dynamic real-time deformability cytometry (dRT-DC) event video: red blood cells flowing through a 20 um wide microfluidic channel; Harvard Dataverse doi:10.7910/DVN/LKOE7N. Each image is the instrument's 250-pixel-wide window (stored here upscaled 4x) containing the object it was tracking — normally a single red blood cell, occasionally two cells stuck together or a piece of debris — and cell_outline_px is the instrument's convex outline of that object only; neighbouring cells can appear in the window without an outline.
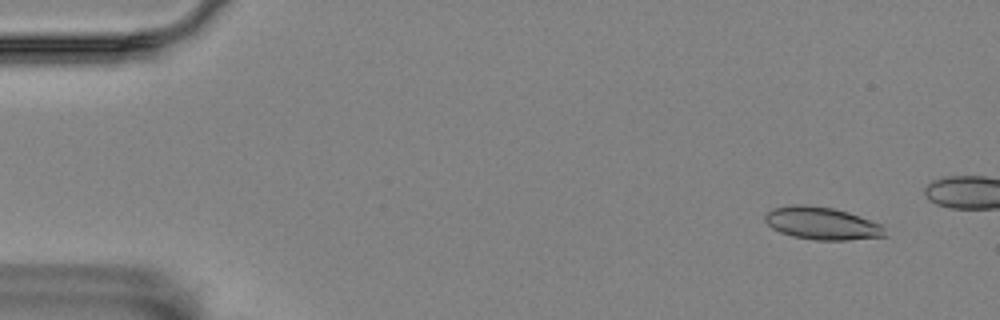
{"species": "Egyptian fruit bat (a non-hibernating species)", "species_latin": "Rousettus aegyptiacus", "temperature_condition": "room temperature", "stored_images_in_passage": 14, "camera_frame_rate_fps": 3000, "um_per_image_px": 0.085, "animal": {"sex": "female"}, "frame": {"image": 1, "passage_image": 1, "time_ms": 0.0, "image_size_px": [1000, 320], "cell_outline_px": [[888, 236], [848, 240], [816, 240], [792, 236], [780, 232], [772, 228], [764, 220], [764, 216], [772, 208], [792, 204], [804, 204], [832, 208], [848, 212], [880, 224], [884, 228]], "centroid_in_image_um": [69.84, 18.98], "position_along_channel_um": 15.2, "area_um2": 22.77}}